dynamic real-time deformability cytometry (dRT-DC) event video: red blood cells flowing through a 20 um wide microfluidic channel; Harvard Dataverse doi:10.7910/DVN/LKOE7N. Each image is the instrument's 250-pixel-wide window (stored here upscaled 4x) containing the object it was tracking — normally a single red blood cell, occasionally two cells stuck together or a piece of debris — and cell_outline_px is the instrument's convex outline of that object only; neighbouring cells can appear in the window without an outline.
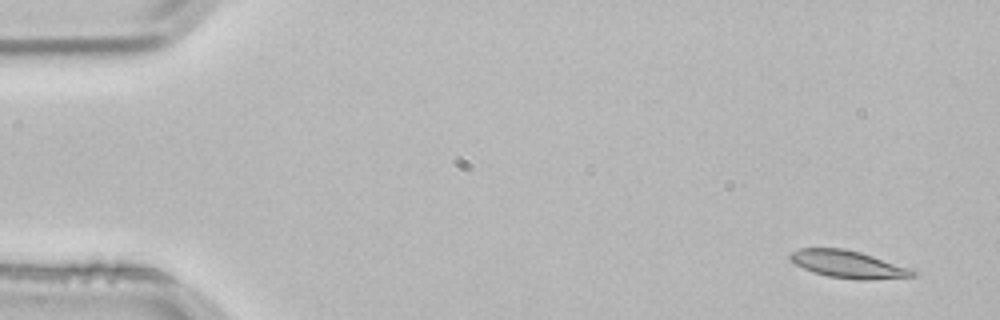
{"species": "common noctule bat (a hibernating species)", "species_latin": "Nyctalus noctula", "temperature_condition": "room temperature", "stored_images_in_passage": 3, "camera_frame_rate_fps": 3000, "um_per_image_px": 0.085, "animal": {"sex": "male", "body_mass_g": 21.5, "forearm_length_mm": 52.0}, "frame": {"image": 1, "passage_image": 1, "time_ms": 0.0, "image_size_px": [1000, 320], "cell_outline_px": [[916, 276], [868, 280], [860, 280], [828, 276], [804, 268], [796, 264], [788, 256], [792, 252], [800, 248], [844, 248], [860, 252], [912, 268], [916, 272]], "centroid_in_image_um": [72.14, 22.46], "position_along_channel_um": 12.9, "area_um2": 19.42}}